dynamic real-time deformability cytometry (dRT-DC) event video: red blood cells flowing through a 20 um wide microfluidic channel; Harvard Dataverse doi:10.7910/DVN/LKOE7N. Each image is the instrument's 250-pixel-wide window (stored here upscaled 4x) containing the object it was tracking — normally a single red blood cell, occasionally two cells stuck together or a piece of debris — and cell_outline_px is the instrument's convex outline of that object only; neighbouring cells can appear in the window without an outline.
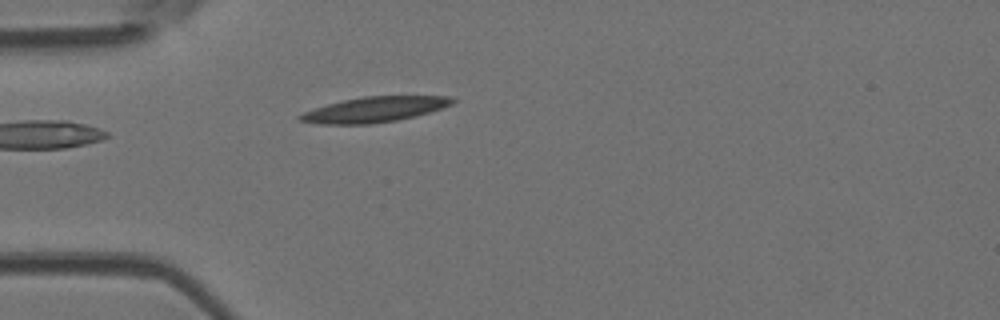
{"species": "Egyptian fruit bat (a non-hibernating species)", "species_latin": "Rousettus aegyptiacus", "temperature_condition": "room temperature", "stored_images_in_passage": 6, "camera_frame_rate_fps": 3000, "um_per_image_px": 0.085, "animal": {"sex": "female"}, "frame": {"image": 1, "passage_image": 6, "time_ms": 1.667, "image_size_px": [1000, 320], "cell_outline_px": [[456, 100], [452, 104], [416, 116], [396, 120], [368, 124], [320, 124], [300, 120], [296, 116], [304, 112], [328, 104], [344, 100], [364, 96], [452, 96]], "centroid_in_image_um": [31.85, 9.3], "position_along_channel_um": 53.2, "area_um2": 22.2}}